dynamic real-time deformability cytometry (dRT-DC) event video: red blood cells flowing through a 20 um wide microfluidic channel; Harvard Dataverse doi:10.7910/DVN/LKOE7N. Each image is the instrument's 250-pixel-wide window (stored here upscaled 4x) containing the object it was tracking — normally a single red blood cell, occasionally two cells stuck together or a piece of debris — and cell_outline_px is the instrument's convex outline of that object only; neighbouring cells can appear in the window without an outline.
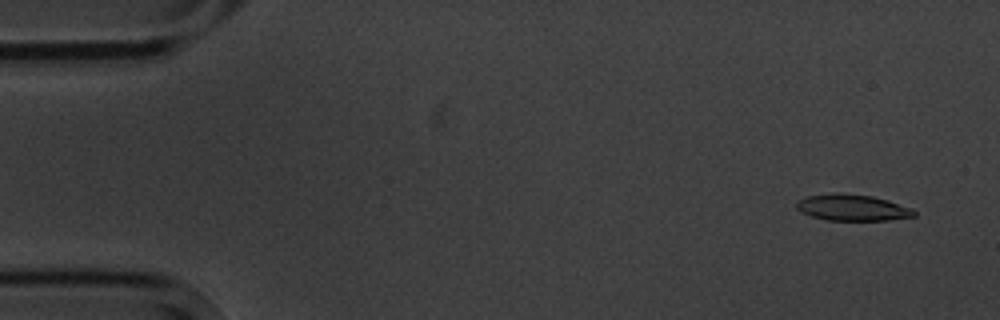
{"species": "common noctule bat (a hibernating species)", "species_latin": "Nyctalus noctula", "temperature_condition": "cold", "stored_images_in_passage": 5, "camera_frame_rate_fps": 3000, "um_per_image_px": 0.085, "animal": {"sex": "male", "body_mass_g": 20.1, "forearm_length_mm": 53.5}, "frame": {"image": 1, "passage_image": 1, "time_ms": 0.0, "image_size_px": [1000, 320], "cell_outline_px": [[916, 216], [888, 220], [828, 220], [812, 216], [796, 208], [796, 200], [808, 196], [836, 192], [872, 196], [888, 200], [912, 208], [916, 212]], "centroid_in_image_um": [72.47, 17.64], "position_along_channel_um": 12.5, "area_um2": 17.98}}